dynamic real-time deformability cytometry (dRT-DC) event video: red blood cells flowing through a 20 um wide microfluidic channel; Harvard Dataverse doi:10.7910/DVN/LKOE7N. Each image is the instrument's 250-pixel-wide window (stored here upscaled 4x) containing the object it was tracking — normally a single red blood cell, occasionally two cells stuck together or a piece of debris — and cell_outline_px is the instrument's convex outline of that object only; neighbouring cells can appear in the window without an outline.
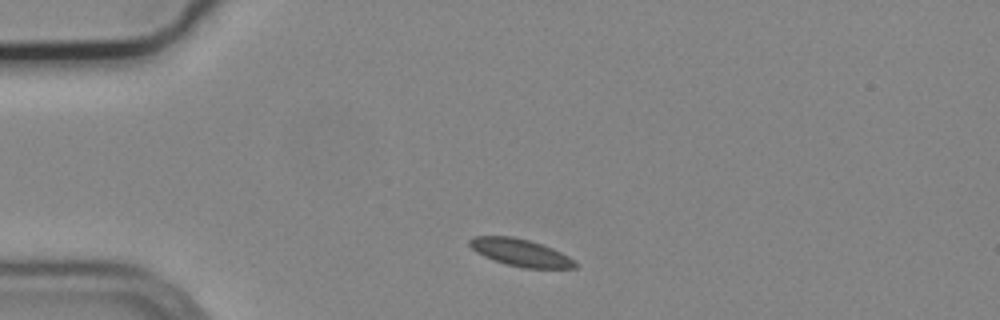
{"species": "common noctule bat (a hibernating species)", "species_latin": "Nyctalus noctula", "temperature_condition": "cold", "stored_images_in_passage": 4, "camera_frame_rate_fps": 3000, "um_per_image_px": 0.085, "animal": {"sex": "male", "body_mass_g": 19.2, "forearm_length_mm": 51.8}, "frame": {"image": 1, "passage_image": 1, "time_ms": 0.0, "image_size_px": [1000, 320], "cell_outline_px": [[576, 268], [524, 268], [504, 264], [484, 256], [476, 252], [468, 244], [468, 240], [476, 236], [512, 236], [528, 240], [552, 248], [568, 256], [576, 264]], "centroid_in_image_um": [44.2, 21.47], "position_along_channel_um": 40.8, "area_um2": 16.59}}
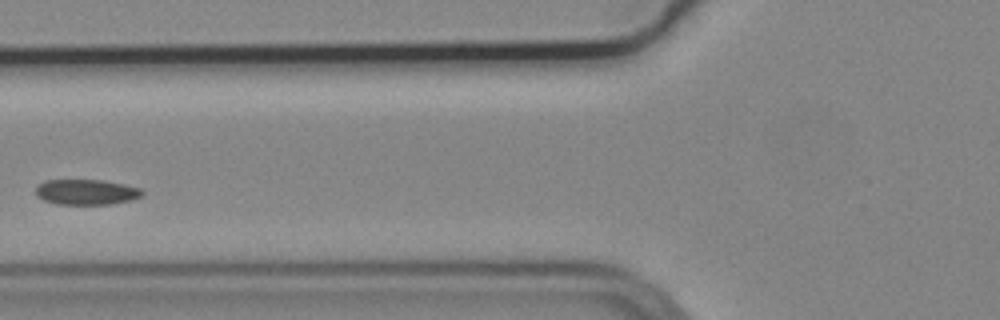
{"frame": {"image": 2, "passage_image": 3, "time_ms": 0.667, "image_size_px": [1000, 320], "cell_outline_px": [[144, 192], [140, 196], [132, 200], [112, 204], [56, 204], [44, 200], [36, 196], [36, 188], [44, 180], [104, 180], [124, 184], [140, 188]], "centroid_in_image_um": [7.34, 16.32], "position_along_channel_um": 118.5, "area_um2": 15.78}}